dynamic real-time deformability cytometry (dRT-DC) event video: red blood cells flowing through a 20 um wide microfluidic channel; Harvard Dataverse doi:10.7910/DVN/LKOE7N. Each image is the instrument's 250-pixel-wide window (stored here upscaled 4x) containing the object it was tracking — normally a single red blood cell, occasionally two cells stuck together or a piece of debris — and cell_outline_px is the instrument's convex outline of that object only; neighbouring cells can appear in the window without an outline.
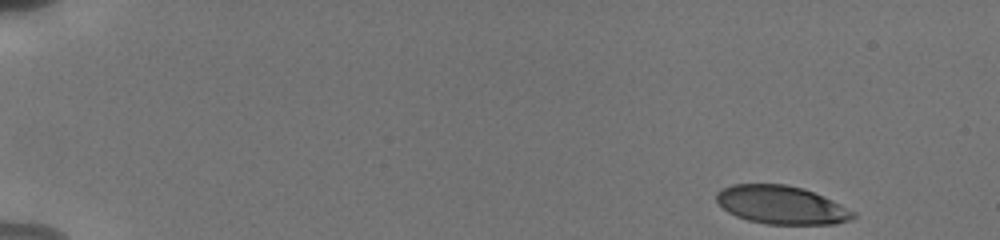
{"species": "human", "species_latin": "Homo sapiens", "temperature_condition": "cold", "stored_images_in_passage": 51, "camera_frame_rate_fps": 3000, "um_per_image_px": 0.085, "donor": {"sex": "male"}, "frame": {"image": 1, "passage_image": 1, "time_ms": 0.0, "image_size_px": [1000, 240], "cell_outline_px": [[856, 216], [848, 220], [836, 224], [768, 224], [748, 220], [736, 216], [728, 212], [716, 200], [716, 192], [720, 188], [732, 184], [784, 184], [804, 188], [824, 196], [856, 212]], "centroid_in_image_um": [66.41, 17.41], "position_along_channel_um": 18.6, "area_um2": 30.58}}
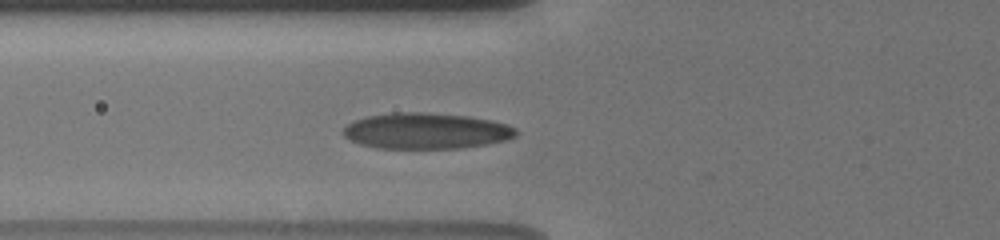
{"frame": {"image": 2, "passage_image": 18, "time_ms": 5.667, "image_size_px": [1000, 240], "cell_outline_px": [[516, 136], [504, 140], [484, 144], [460, 148], [376, 148], [360, 144], [348, 140], [340, 132], [348, 124], [356, 120], [368, 116], [392, 112], [424, 112], [468, 116], [492, 120], [508, 124], [516, 128]], "centroid_in_image_um": [36.18, 11.12], "position_along_channel_um": 89.6, "area_um2": 36.24}}
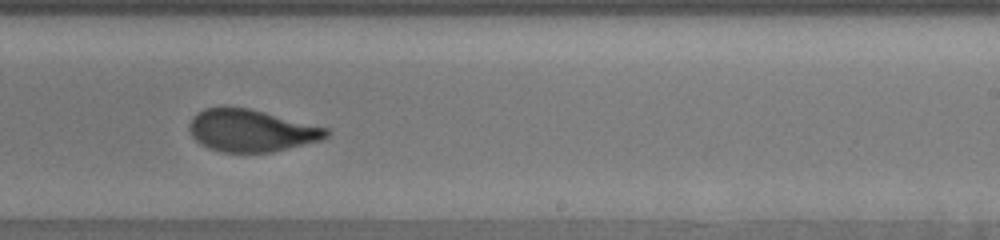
{"frame": {"image": 3, "passage_image": 32, "time_ms": 10.333, "image_size_px": [1000, 240], "cell_outline_px": [[332, 132], [324, 140], [272, 152], [224, 152], [208, 148], [200, 144], [192, 136], [188, 128], [188, 124], [192, 116], [196, 112], [204, 108], [228, 104], [248, 108], [328, 128]], "centroid_in_image_um": [21.32, 11.07], "position_along_channel_um": 267.7, "area_um2": 34.33}, "authors_computed_cell_mechanics": {"area_um2": 33.6396, "velocity_mm_per_s": 3.8173, "shape_relaxation_time_tau1_ms": 4.4153, "shape_relaxation_time_tau2_ms": 0.7435, "deformation_change_tau1": 0.166, "deformation_change_tau2": 0.0599}}